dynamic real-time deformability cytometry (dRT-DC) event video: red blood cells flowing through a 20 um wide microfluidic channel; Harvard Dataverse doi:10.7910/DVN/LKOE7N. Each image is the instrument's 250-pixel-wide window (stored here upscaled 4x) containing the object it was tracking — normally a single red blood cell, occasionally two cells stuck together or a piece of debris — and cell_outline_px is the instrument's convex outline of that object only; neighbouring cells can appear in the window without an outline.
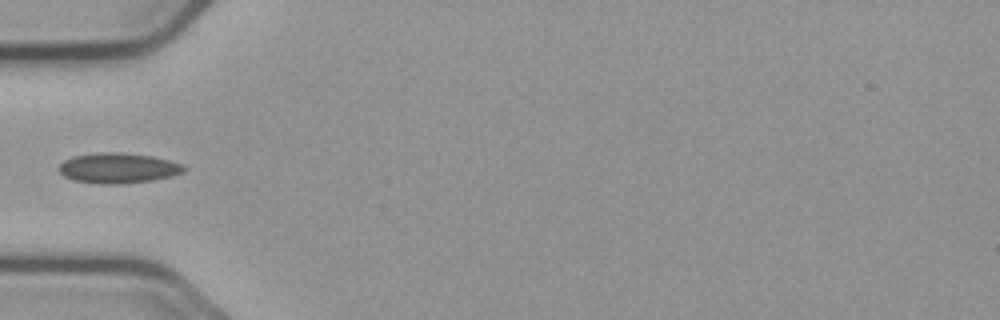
{"species": "common noctule bat (a hibernating species)", "species_latin": "Nyctalus noctula", "temperature_condition": "cold", "stored_images_in_passage": 38, "camera_frame_rate_fps": 3000, "um_per_image_px": 0.085, "animal": {"sex": "male", "body_mass_g": 23.1, "forearm_length_mm": 52.7}, "frame": {"image": 1, "passage_image": 1, "time_ms": 0.0, "image_size_px": [1000, 320], "cell_outline_px": [[184, 172], [172, 176], [152, 180], [116, 184], [100, 184], [72, 180], [64, 176], [60, 172], [60, 164], [64, 160], [72, 156], [100, 152], [116, 152], [152, 156], [184, 164]], "centroid_in_image_um": [10.03, 14.28], "position_along_channel_um": 75.0, "area_um2": 21.96}}
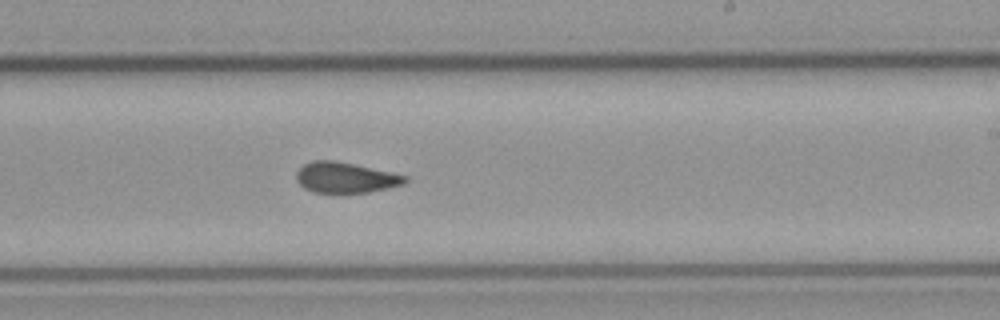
{"frame": {"image": 2, "passage_image": 16, "time_ms": 5.0, "image_size_px": [1000, 320], "cell_outline_px": [[408, 180], [404, 184], [368, 192], [340, 196], [312, 192], [304, 188], [296, 180], [296, 172], [304, 164], [312, 160], [336, 160], [408, 176]], "centroid_in_image_um": [29.32, 15.14], "position_along_channel_um": 259.7, "area_um2": 20.06}}
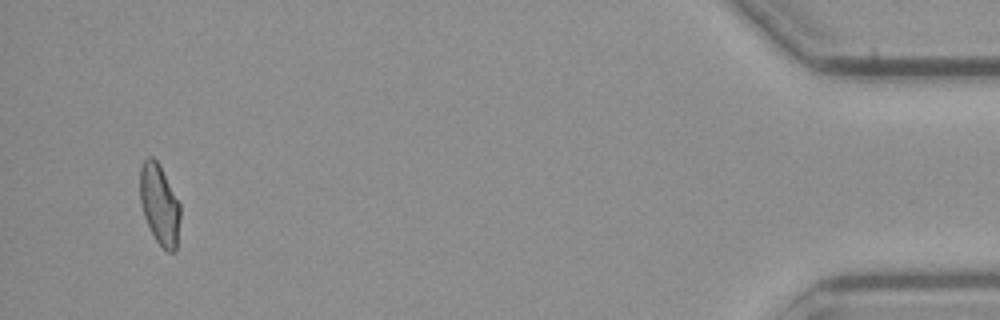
{"frame": {"image": 3, "passage_image": 36, "time_ms": 11.667, "image_size_px": [1000, 320], "cell_outline_px": [[180, 220], [176, 252], [168, 252], [156, 240], [144, 216], [140, 204], [140, 168], [144, 160], [148, 156], [152, 156], [160, 164], [180, 204]], "centroid_in_image_um": [13.56, 17.37], "position_along_channel_um": 421.6, "area_um2": 18.9}}